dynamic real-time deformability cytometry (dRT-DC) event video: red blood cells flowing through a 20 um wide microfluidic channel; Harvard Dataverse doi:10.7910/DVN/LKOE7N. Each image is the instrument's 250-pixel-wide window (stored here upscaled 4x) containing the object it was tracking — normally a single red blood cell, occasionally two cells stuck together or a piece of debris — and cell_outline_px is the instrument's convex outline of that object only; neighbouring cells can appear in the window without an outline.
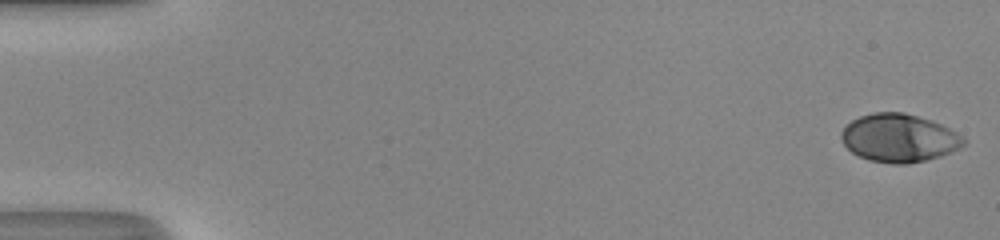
{"species": "human", "species_latin": "Homo sapiens", "temperature_condition": "room temperature", "stored_images_in_passage": 16, "camera_frame_rate_fps": 3000, "um_per_image_px": 0.085, "donor": {"sex": "male"}, "frame": {"image": 1, "passage_image": 1, "time_ms": 0.0, "image_size_px": [1000, 240], "cell_outline_px": [[964, 144], [960, 148], [940, 156], [908, 164], [892, 164], [868, 160], [852, 152], [844, 144], [840, 136], [840, 132], [852, 120], [860, 116], [872, 112], [904, 112], [932, 120], [956, 132], [964, 140]], "centroid_in_image_um": [76.39, 11.73], "position_along_channel_um": 8.6, "area_um2": 34.16}}
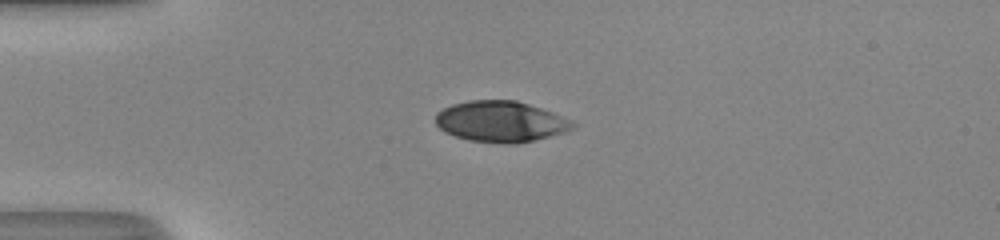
{"frame": {"image": 2, "passage_image": 14, "time_ms": 4.333, "image_size_px": [1000, 240], "cell_outline_px": [[576, 124], [572, 128], [564, 132], [516, 144], [504, 144], [468, 140], [444, 132], [436, 124], [436, 112], [452, 104], [468, 100], [516, 100], [552, 112], [572, 120]], "centroid_in_image_um": [42.53, 10.33], "position_along_channel_um": 42.5, "area_um2": 32.6}}